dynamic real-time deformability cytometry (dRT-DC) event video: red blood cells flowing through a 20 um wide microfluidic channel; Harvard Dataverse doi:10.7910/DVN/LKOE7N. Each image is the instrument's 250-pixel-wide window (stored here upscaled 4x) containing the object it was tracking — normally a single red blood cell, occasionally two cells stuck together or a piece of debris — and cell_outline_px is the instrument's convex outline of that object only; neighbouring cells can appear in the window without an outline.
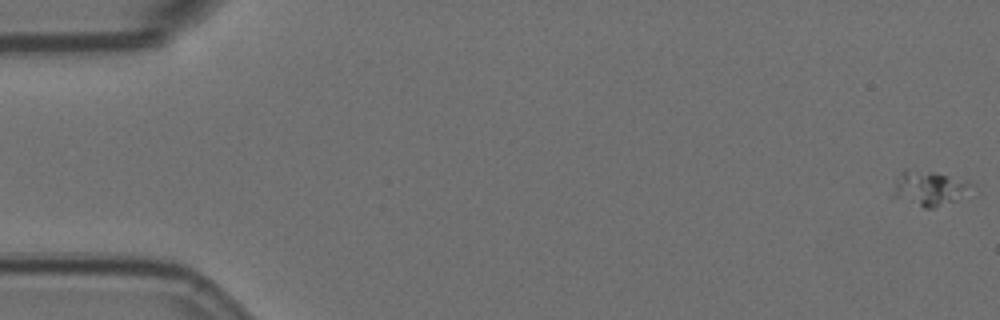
{"species": "Egyptian fruit bat (a non-hibernating species)", "species_latin": "Rousettus aegyptiacus", "temperature_condition": "room temperature", "stored_images_in_passage": 17, "camera_frame_rate_fps": 3000, "um_per_image_px": 0.085, "animal": {"sex": "female"}, "frame": {"image": 1, "passage_image": 1, "time_ms": 0.0, "image_size_px": [1000, 320], "cell_outline_px": [[972, 184], [952, 200], [932, 208], [924, 208], [892, 196], [900, 172], [904, 168], [936, 172], [968, 180]], "centroid_in_image_um": [78.89, 15.95], "position_along_channel_um": 6.1, "area_um2": 15.14}}
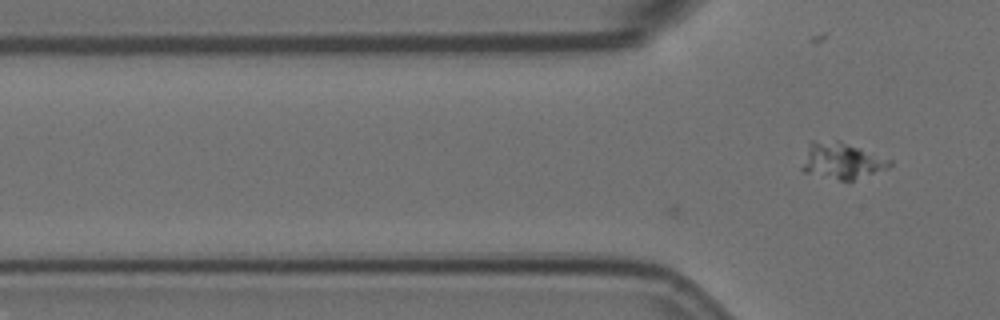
{"frame": {"image": 2, "passage_image": 17, "time_ms": 5.333, "image_size_px": [1000, 320], "cell_outline_px": [[892, 164], [888, 168], [852, 180], [840, 180], [804, 172], [800, 168], [812, 140], [840, 140], [892, 160]], "centroid_in_image_um": [71.55, 13.65], "position_along_channel_um": 54.2, "area_um2": 18.32}}